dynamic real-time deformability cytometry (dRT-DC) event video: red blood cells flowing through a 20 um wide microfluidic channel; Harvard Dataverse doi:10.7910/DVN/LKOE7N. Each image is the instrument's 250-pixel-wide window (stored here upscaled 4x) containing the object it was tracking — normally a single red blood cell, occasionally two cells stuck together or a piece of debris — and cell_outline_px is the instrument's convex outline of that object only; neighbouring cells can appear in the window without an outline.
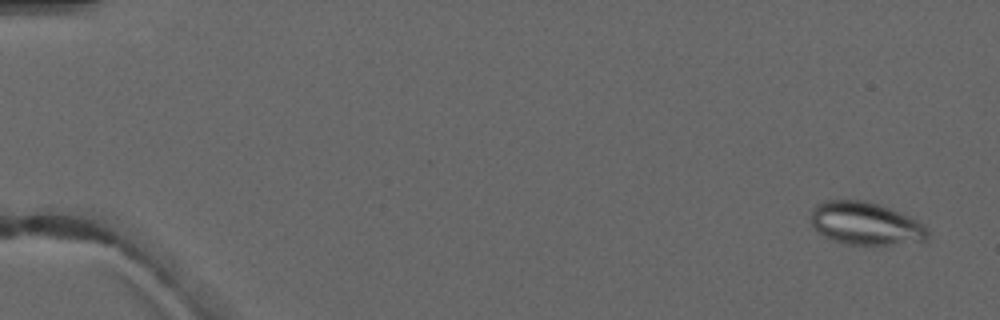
{"species": "common noctule bat (a hibernating species)", "species_latin": "Nyctalus noctula", "temperature_condition": "warm", "stored_images_in_passage": 4, "camera_frame_rate_fps": 3000, "um_per_image_px": 0.085, "animal": {"sex": "male", "forearm_length_mm": 52.5}, "frame": {"image": 1, "passage_image": 1, "time_ms": 0.0, "image_size_px": [1000, 320], "cell_outline_px": [[928, 240], [888, 244], [844, 244], [824, 236], [812, 224], [808, 216], [812, 208], [816, 204], [824, 200], [864, 200], [880, 204], [908, 216], [916, 220], [928, 232]], "centroid_in_image_um": [73.5, 18.97], "position_along_channel_um": 11.5, "area_um2": 28.9}}